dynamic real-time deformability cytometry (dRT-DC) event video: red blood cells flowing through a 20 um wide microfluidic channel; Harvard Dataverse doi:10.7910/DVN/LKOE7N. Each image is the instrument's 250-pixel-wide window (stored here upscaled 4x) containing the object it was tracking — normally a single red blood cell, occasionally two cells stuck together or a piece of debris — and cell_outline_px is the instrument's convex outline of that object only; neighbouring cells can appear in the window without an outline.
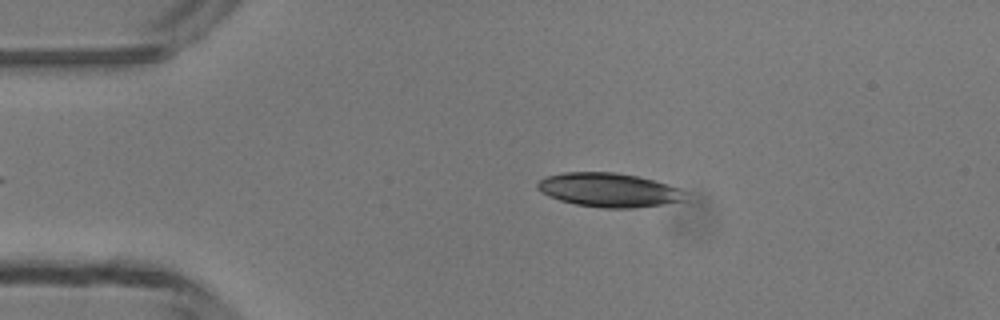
{"species": "common noctule bat (a hibernating species)", "species_latin": "Nyctalus noctula", "temperature_condition": "room temperature", "stored_images_in_passage": 36, "camera_frame_rate_fps": 3000, "um_per_image_px": 0.085, "animal": {"sex": "male", "body_mass_g": 13.3}, "frame": {"image": 1, "passage_image": 3, "time_ms": 0.667, "image_size_px": [1000, 320], "cell_outline_px": [[688, 192], [684, 200], [664, 204], [632, 208], [604, 208], [576, 204], [560, 200], [548, 196], [540, 192], [536, 188], [536, 184], [540, 180], [548, 176], [560, 172], [616, 172], [636, 176], [668, 184], [680, 188]], "centroid_in_image_um": [51.75, 16.14], "position_along_channel_um": 33.2, "area_um2": 29.36}}
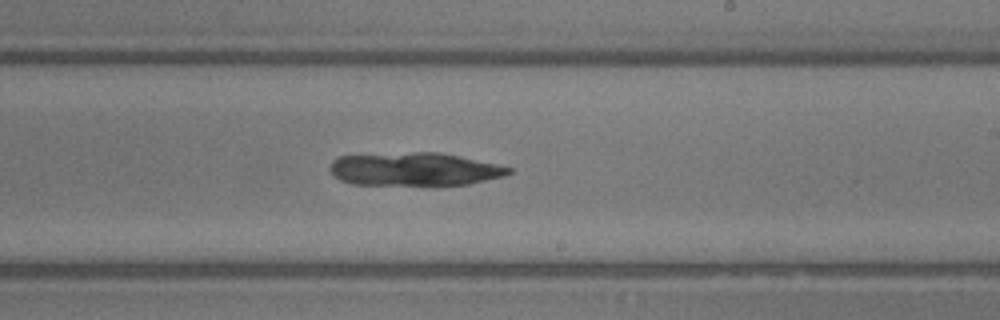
{"frame": {"image": 2, "passage_image": 22, "time_ms": 7.0, "image_size_px": [1000, 320], "cell_outline_px": [[512, 172], [504, 176], [468, 184], [352, 184], [340, 180], [328, 168], [332, 160], [340, 156], [412, 152], [440, 152], [460, 156], [496, 164], [512, 168]], "centroid_in_image_um": [35.22, 14.37], "position_along_channel_um": 253.8, "area_um2": 34.16}}
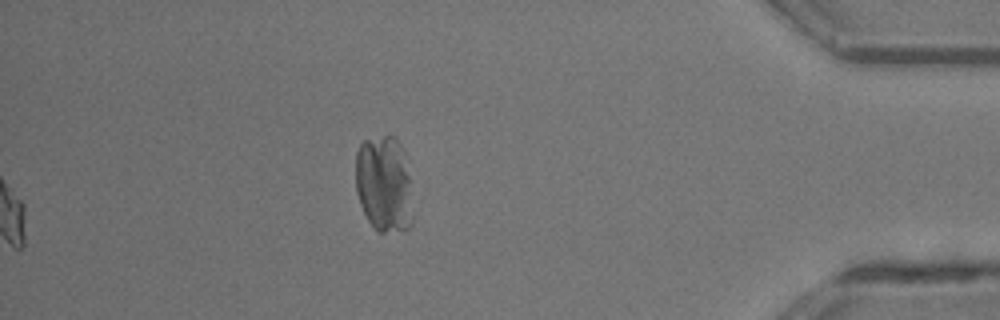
{"frame": {"image": 3, "passage_image": 36, "time_ms": 11.667, "image_size_px": [1000, 320], "cell_outline_px": [[412, 224], [408, 228], [384, 232], [376, 232], [368, 220], [360, 204], [356, 192], [356, 152], [360, 144], [364, 140], [384, 136], [392, 136], [400, 144], [404, 152], [412, 180]], "centroid_in_image_um": [32.66, 15.65], "position_along_channel_um": 402.5, "area_um2": 32.71}}